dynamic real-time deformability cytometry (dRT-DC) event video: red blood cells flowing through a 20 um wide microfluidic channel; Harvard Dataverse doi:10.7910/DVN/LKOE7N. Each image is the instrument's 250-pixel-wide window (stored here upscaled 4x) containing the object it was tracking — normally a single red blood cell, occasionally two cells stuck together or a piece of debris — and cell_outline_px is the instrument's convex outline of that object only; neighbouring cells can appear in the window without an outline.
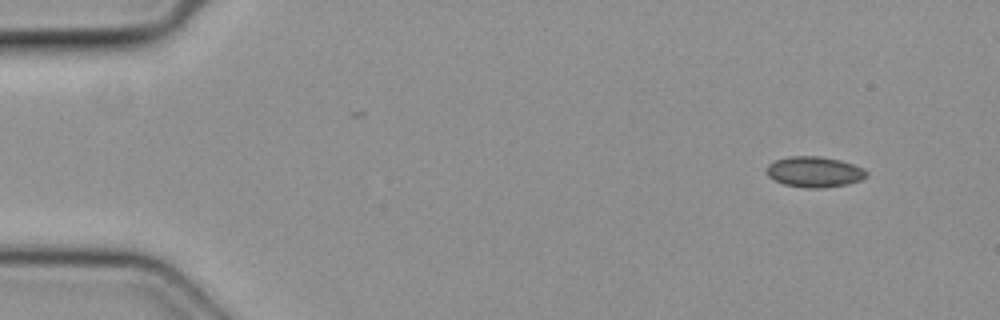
{"species": "common noctule bat (a hibernating species)", "species_latin": "Nyctalus noctula", "temperature_condition": "cold", "stored_images_in_passage": 3, "camera_frame_rate_fps": 3000, "um_per_image_px": 0.085, "animal": {"sex": "female", "body_mass_g": 19.3, "forearm_length_mm": 54.1}, "frame": {"image": 1, "passage_image": 1, "time_ms": 0.0, "image_size_px": [1000, 320], "cell_outline_px": [[868, 176], [860, 180], [848, 184], [820, 188], [808, 188], [784, 184], [768, 176], [764, 172], [768, 164], [776, 160], [788, 156], [820, 156], [840, 160], [864, 168], [868, 172]], "centroid_in_image_um": [69.22, 14.6], "position_along_channel_um": 15.8, "area_um2": 17.92}}